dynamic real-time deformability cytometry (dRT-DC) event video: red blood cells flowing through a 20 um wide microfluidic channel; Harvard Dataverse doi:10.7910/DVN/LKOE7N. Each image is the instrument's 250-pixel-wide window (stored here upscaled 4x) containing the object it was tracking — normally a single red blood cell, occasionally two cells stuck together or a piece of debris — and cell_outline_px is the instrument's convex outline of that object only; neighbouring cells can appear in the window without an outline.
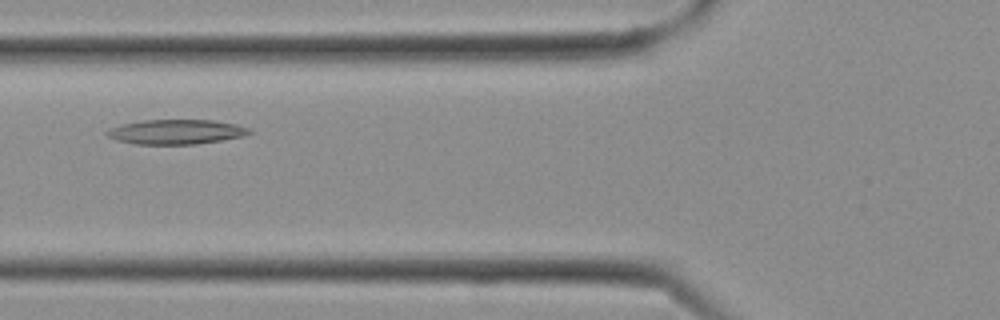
{"species": "Egyptian fruit bat (a non-hibernating species)", "species_latin": "Rousettus aegyptiacus", "temperature_condition": "cold", "stored_images_in_passage": 6, "camera_frame_rate_fps": 3000, "um_per_image_px": 0.085, "frame": {"image": 1, "passage_image": 3, "time_ms": 0.667, "image_size_px": [1000, 320], "cell_outline_px": [[252, 132], [244, 136], [196, 144], [136, 144], [116, 140], [108, 136], [104, 132], [108, 128], [120, 124], [140, 120], [212, 120], [236, 124], [252, 128]], "centroid_in_image_um": [14.95, 11.2], "position_along_channel_um": 110.9, "area_um2": 20.63}}
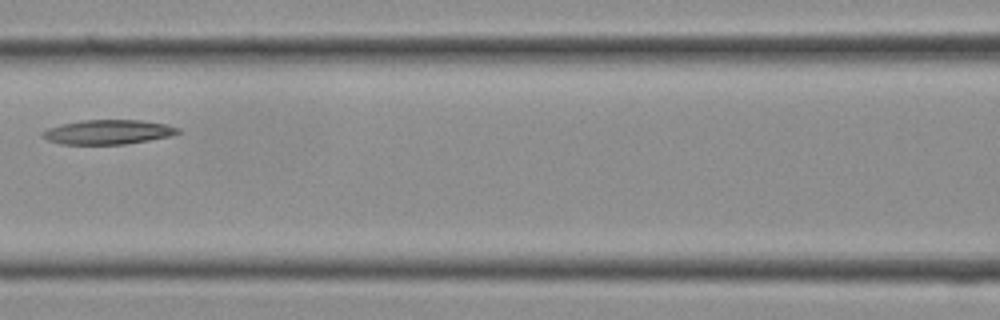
{"frame": {"image": 2, "passage_image": 5, "time_ms": 1.333, "image_size_px": [1000, 320], "cell_outline_px": [[180, 132], [168, 136], [148, 140], [124, 144], [60, 144], [48, 140], [40, 136], [40, 132], [48, 128], [80, 120], [140, 120], [168, 124], [180, 128]], "centroid_in_image_um": [9.16, 11.22], "position_along_channel_um": 157.4, "area_um2": 19.25}}